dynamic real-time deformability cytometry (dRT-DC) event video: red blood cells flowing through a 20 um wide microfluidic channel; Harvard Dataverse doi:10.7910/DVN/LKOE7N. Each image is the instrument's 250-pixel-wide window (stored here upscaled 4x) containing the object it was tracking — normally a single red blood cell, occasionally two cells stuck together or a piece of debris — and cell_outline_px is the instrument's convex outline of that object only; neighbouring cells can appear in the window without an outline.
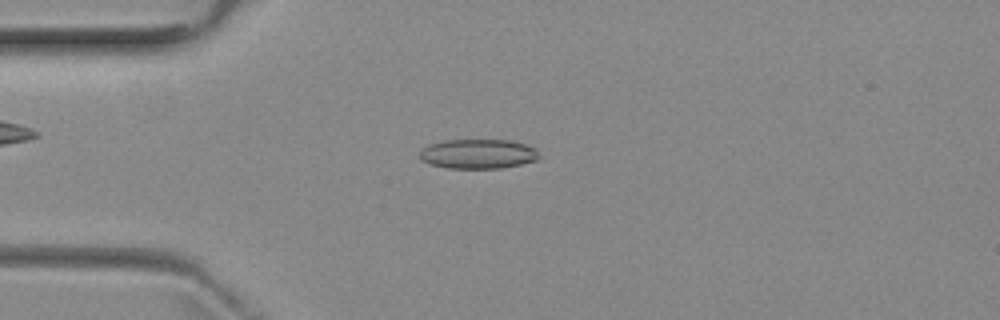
{"species": "common noctule bat (a hibernating species)", "species_latin": "Nyctalus noctula", "temperature_condition": "room temperature", "stored_images_in_passage": 3, "camera_frame_rate_fps": 3000, "um_per_image_px": 0.085, "animal": {"sex": "female", "body_mass_g": 29.2, "forearm_length_mm": 56.3}, "frame": {"image": 1, "passage_image": 3, "time_ms": 2.667, "image_size_px": [1000, 320], "cell_outline_px": [[540, 156], [536, 160], [520, 164], [500, 168], [448, 168], [432, 164], [420, 160], [420, 152], [428, 144], [444, 140], [512, 140], [536, 148]], "centroid_in_image_um": [40.64, 13.07], "position_along_channel_um": 44.4, "area_um2": 20.52}}